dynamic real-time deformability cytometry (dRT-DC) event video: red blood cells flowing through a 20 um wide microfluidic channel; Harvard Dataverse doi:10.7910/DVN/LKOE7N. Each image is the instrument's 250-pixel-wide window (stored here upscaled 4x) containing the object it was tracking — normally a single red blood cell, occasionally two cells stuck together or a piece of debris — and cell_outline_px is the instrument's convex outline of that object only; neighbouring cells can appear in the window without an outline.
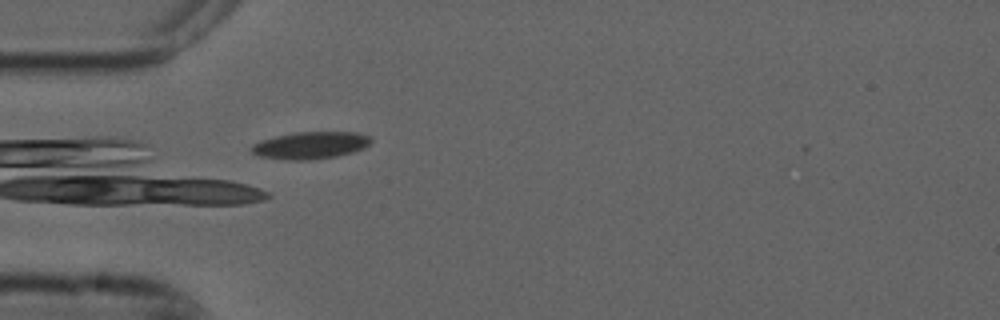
{"species": "common noctule bat (a hibernating species)", "species_latin": "Nyctalus noctula", "temperature_condition": "cold", "stored_images_in_passage": 5, "camera_frame_rate_fps": 3000, "um_per_image_px": 0.085, "animal": {"sex": "male", "forearm_length_mm": 52.5}, "frame": {"image": 1, "passage_image": 5, "time_ms": 1.333, "image_size_px": [1000, 320], "cell_outline_px": [[372, 140], [364, 148], [352, 152], [336, 156], [312, 160], [288, 160], [256, 156], [252, 152], [252, 144], [260, 140], [276, 136], [296, 132], [356, 132], [368, 136]], "centroid_in_image_um": [26.36, 12.35], "position_along_channel_um": 58.6, "area_um2": 18.9}}